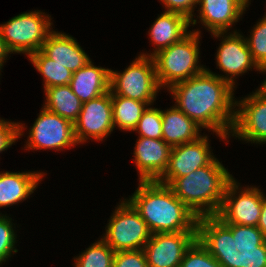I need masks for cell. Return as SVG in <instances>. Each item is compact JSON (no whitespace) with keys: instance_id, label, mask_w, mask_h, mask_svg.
<instances>
[{"instance_id":"obj_1","label":"cell","mask_w":266,"mask_h":267,"mask_svg":"<svg viewBox=\"0 0 266 267\" xmlns=\"http://www.w3.org/2000/svg\"><path fill=\"white\" fill-rule=\"evenodd\" d=\"M175 106L223 141L229 139L235 119L234 88L205 69L167 89Z\"/></svg>"},{"instance_id":"obj_2","label":"cell","mask_w":266,"mask_h":267,"mask_svg":"<svg viewBox=\"0 0 266 267\" xmlns=\"http://www.w3.org/2000/svg\"><path fill=\"white\" fill-rule=\"evenodd\" d=\"M197 239L223 267H266V237L257 226L198 217Z\"/></svg>"},{"instance_id":"obj_3","label":"cell","mask_w":266,"mask_h":267,"mask_svg":"<svg viewBox=\"0 0 266 267\" xmlns=\"http://www.w3.org/2000/svg\"><path fill=\"white\" fill-rule=\"evenodd\" d=\"M127 200L152 234L197 232V215L166 184L157 180L139 181L138 188Z\"/></svg>"},{"instance_id":"obj_4","label":"cell","mask_w":266,"mask_h":267,"mask_svg":"<svg viewBox=\"0 0 266 267\" xmlns=\"http://www.w3.org/2000/svg\"><path fill=\"white\" fill-rule=\"evenodd\" d=\"M234 177L216 157L206 166L177 179H158L197 217L217 215L228 183Z\"/></svg>"},{"instance_id":"obj_5","label":"cell","mask_w":266,"mask_h":267,"mask_svg":"<svg viewBox=\"0 0 266 267\" xmlns=\"http://www.w3.org/2000/svg\"><path fill=\"white\" fill-rule=\"evenodd\" d=\"M201 31L190 30L180 41L158 51L152 56L157 80L161 88L188 80L206 69L199 63Z\"/></svg>"},{"instance_id":"obj_6","label":"cell","mask_w":266,"mask_h":267,"mask_svg":"<svg viewBox=\"0 0 266 267\" xmlns=\"http://www.w3.org/2000/svg\"><path fill=\"white\" fill-rule=\"evenodd\" d=\"M51 15L34 10L23 12L0 24L2 40L10 54L29 55L41 50L48 35L53 31Z\"/></svg>"},{"instance_id":"obj_7","label":"cell","mask_w":266,"mask_h":267,"mask_svg":"<svg viewBox=\"0 0 266 267\" xmlns=\"http://www.w3.org/2000/svg\"><path fill=\"white\" fill-rule=\"evenodd\" d=\"M115 207L101 238L115 251L144 249L152 233L127 199Z\"/></svg>"},{"instance_id":"obj_8","label":"cell","mask_w":266,"mask_h":267,"mask_svg":"<svg viewBox=\"0 0 266 267\" xmlns=\"http://www.w3.org/2000/svg\"><path fill=\"white\" fill-rule=\"evenodd\" d=\"M160 90L151 56L138 55L123 72L110 70V91L115 95L154 103Z\"/></svg>"},{"instance_id":"obj_9","label":"cell","mask_w":266,"mask_h":267,"mask_svg":"<svg viewBox=\"0 0 266 267\" xmlns=\"http://www.w3.org/2000/svg\"><path fill=\"white\" fill-rule=\"evenodd\" d=\"M212 36L221 39V43L215 53L216 68L224 72L226 76L216 74L209 68H206L209 72L227 81L235 90L237 85L235 82L236 77L238 78V76H242L251 69H255L259 73H264L254 61L246 38L240 31L238 32V30L236 31L234 29L232 32L212 33L211 37Z\"/></svg>"},{"instance_id":"obj_10","label":"cell","mask_w":266,"mask_h":267,"mask_svg":"<svg viewBox=\"0 0 266 267\" xmlns=\"http://www.w3.org/2000/svg\"><path fill=\"white\" fill-rule=\"evenodd\" d=\"M30 127L24 150L62 151L79 145L74 134V124L43 106Z\"/></svg>"},{"instance_id":"obj_11","label":"cell","mask_w":266,"mask_h":267,"mask_svg":"<svg viewBox=\"0 0 266 267\" xmlns=\"http://www.w3.org/2000/svg\"><path fill=\"white\" fill-rule=\"evenodd\" d=\"M264 195L259 187H242L240 182L233 178L226 187L221 208L216 216L226 224L257 226Z\"/></svg>"},{"instance_id":"obj_12","label":"cell","mask_w":266,"mask_h":267,"mask_svg":"<svg viewBox=\"0 0 266 267\" xmlns=\"http://www.w3.org/2000/svg\"><path fill=\"white\" fill-rule=\"evenodd\" d=\"M231 136L246 143L266 144V90L262 86L243 99H235Z\"/></svg>"},{"instance_id":"obj_13","label":"cell","mask_w":266,"mask_h":267,"mask_svg":"<svg viewBox=\"0 0 266 267\" xmlns=\"http://www.w3.org/2000/svg\"><path fill=\"white\" fill-rule=\"evenodd\" d=\"M111 91L82 103L74 134L78 144L87 140L103 141L114 130Z\"/></svg>"},{"instance_id":"obj_14","label":"cell","mask_w":266,"mask_h":267,"mask_svg":"<svg viewBox=\"0 0 266 267\" xmlns=\"http://www.w3.org/2000/svg\"><path fill=\"white\" fill-rule=\"evenodd\" d=\"M197 232L153 233L144 246L148 267H180Z\"/></svg>"},{"instance_id":"obj_15","label":"cell","mask_w":266,"mask_h":267,"mask_svg":"<svg viewBox=\"0 0 266 267\" xmlns=\"http://www.w3.org/2000/svg\"><path fill=\"white\" fill-rule=\"evenodd\" d=\"M208 137L203 134L193 142L172 147L167 168L159 179H177L208 165L215 158Z\"/></svg>"},{"instance_id":"obj_16","label":"cell","mask_w":266,"mask_h":267,"mask_svg":"<svg viewBox=\"0 0 266 267\" xmlns=\"http://www.w3.org/2000/svg\"><path fill=\"white\" fill-rule=\"evenodd\" d=\"M198 4L199 21L192 18L190 26L201 23L211 34L230 32L249 7L245 0H198Z\"/></svg>"},{"instance_id":"obj_17","label":"cell","mask_w":266,"mask_h":267,"mask_svg":"<svg viewBox=\"0 0 266 267\" xmlns=\"http://www.w3.org/2000/svg\"><path fill=\"white\" fill-rule=\"evenodd\" d=\"M171 148L162 139L138 137L133 162L139 173V181H154L162 176L169 162Z\"/></svg>"},{"instance_id":"obj_18","label":"cell","mask_w":266,"mask_h":267,"mask_svg":"<svg viewBox=\"0 0 266 267\" xmlns=\"http://www.w3.org/2000/svg\"><path fill=\"white\" fill-rule=\"evenodd\" d=\"M41 51L72 73L77 72L91 61L89 55L74 37L54 29L43 43Z\"/></svg>"},{"instance_id":"obj_19","label":"cell","mask_w":266,"mask_h":267,"mask_svg":"<svg viewBox=\"0 0 266 267\" xmlns=\"http://www.w3.org/2000/svg\"><path fill=\"white\" fill-rule=\"evenodd\" d=\"M47 173L38 171L0 172V208L25 201Z\"/></svg>"},{"instance_id":"obj_20","label":"cell","mask_w":266,"mask_h":267,"mask_svg":"<svg viewBox=\"0 0 266 267\" xmlns=\"http://www.w3.org/2000/svg\"><path fill=\"white\" fill-rule=\"evenodd\" d=\"M189 27L190 20L185 16L164 10L163 13L158 15L148 31L150 42L154 45L152 53L141 52L139 55L152 57L158 51L185 37L190 32Z\"/></svg>"},{"instance_id":"obj_21","label":"cell","mask_w":266,"mask_h":267,"mask_svg":"<svg viewBox=\"0 0 266 267\" xmlns=\"http://www.w3.org/2000/svg\"><path fill=\"white\" fill-rule=\"evenodd\" d=\"M110 70L95 66L91 60L73 73L69 85L80 101L85 103L110 91Z\"/></svg>"},{"instance_id":"obj_22","label":"cell","mask_w":266,"mask_h":267,"mask_svg":"<svg viewBox=\"0 0 266 267\" xmlns=\"http://www.w3.org/2000/svg\"><path fill=\"white\" fill-rule=\"evenodd\" d=\"M162 140L171 147L190 143L201 136V127L175 105L162 110Z\"/></svg>"},{"instance_id":"obj_23","label":"cell","mask_w":266,"mask_h":267,"mask_svg":"<svg viewBox=\"0 0 266 267\" xmlns=\"http://www.w3.org/2000/svg\"><path fill=\"white\" fill-rule=\"evenodd\" d=\"M45 103L43 107L69 120L73 124L77 121L82 109V102L73 93L70 85L53 86L44 89Z\"/></svg>"},{"instance_id":"obj_24","label":"cell","mask_w":266,"mask_h":267,"mask_svg":"<svg viewBox=\"0 0 266 267\" xmlns=\"http://www.w3.org/2000/svg\"><path fill=\"white\" fill-rule=\"evenodd\" d=\"M111 101L114 128L117 126L121 131L130 132L134 130L147 107L154 104L121 97L112 92Z\"/></svg>"},{"instance_id":"obj_25","label":"cell","mask_w":266,"mask_h":267,"mask_svg":"<svg viewBox=\"0 0 266 267\" xmlns=\"http://www.w3.org/2000/svg\"><path fill=\"white\" fill-rule=\"evenodd\" d=\"M35 69L43 76V88L69 85L73 73L47 57L41 50L27 57Z\"/></svg>"},{"instance_id":"obj_26","label":"cell","mask_w":266,"mask_h":267,"mask_svg":"<svg viewBox=\"0 0 266 267\" xmlns=\"http://www.w3.org/2000/svg\"><path fill=\"white\" fill-rule=\"evenodd\" d=\"M115 251L102 239L74 257L75 267H112Z\"/></svg>"},{"instance_id":"obj_27","label":"cell","mask_w":266,"mask_h":267,"mask_svg":"<svg viewBox=\"0 0 266 267\" xmlns=\"http://www.w3.org/2000/svg\"><path fill=\"white\" fill-rule=\"evenodd\" d=\"M250 32L249 37H245L251 55L258 66L266 71V13L259 19Z\"/></svg>"},{"instance_id":"obj_28","label":"cell","mask_w":266,"mask_h":267,"mask_svg":"<svg viewBox=\"0 0 266 267\" xmlns=\"http://www.w3.org/2000/svg\"><path fill=\"white\" fill-rule=\"evenodd\" d=\"M162 110L147 107L133 132L138 133V137H147L152 139H162Z\"/></svg>"},{"instance_id":"obj_29","label":"cell","mask_w":266,"mask_h":267,"mask_svg":"<svg viewBox=\"0 0 266 267\" xmlns=\"http://www.w3.org/2000/svg\"><path fill=\"white\" fill-rule=\"evenodd\" d=\"M14 225L11 217L0 213V266L18 252L15 246L18 241Z\"/></svg>"},{"instance_id":"obj_30","label":"cell","mask_w":266,"mask_h":267,"mask_svg":"<svg viewBox=\"0 0 266 267\" xmlns=\"http://www.w3.org/2000/svg\"><path fill=\"white\" fill-rule=\"evenodd\" d=\"M180 267H223L197 239L186 251Z\"/></svg>"},{"instance_id":"obj_31","label":"cell","mask_w":266,"mask_h":267,"mask_svg":"<svg viewBox=\"0 0 266 267\" xmlns=\"http://www.w3.org/2000/svg\"><path fill=\"white\" fill-rule=\"evenodd\" d=\"M24 129L26 127L22 122H12L0 117V153L7 151L12 144H15L25 134Z\"/></svg>"},{"instance_id":"obj_32","label":"cell","mask_w":266,"mask_h":267,"mask_svg":"<svg viewBox=\"0 0 266 267\" xmlns=\"http://www.w3.org/2000/svg\"><path fill=\"white\" fill-rule=\"evenodd\" d=\"M112 267H148L143 249L117 251L113 257Z\"/></svg>"},{"instance_id":"obj_33","label":"cell","mask_w":266,"mask_h":267,"mask_svg":"<svg viewBox=\"0 0 266 267\" xmlns=\"http://www.w3.org/2000/svg\"><path fill=\"white\" fill-rule=\"evenodd\" d=\"M163 3L165 11L177 13L185 16L191 21L195 17V9L198 6V0H160Z\"/></svg>"},{"instance_id":"obj_34","label":"cell","mask_w":266,"mask_h":267,"mask_svg":"<svg viewBox=\"0 0 266 267\" xmlns=\"http://www.w3.org/2000/svg\"><path fill=\"white\" fill-rule=\"evenodd\" d=\"M257 227L266 237V195L263 196L262 209Z\"/></svg>"},{"instance_id":"obj_35","label":"cell","mask_w":266,"mask_h":267,"mask_svg":"<svg viewBox=\"0 0 266 267\" xmlns=\"http://www.w3.org/2000/svg\"><path fill=\"white\" fill-rule=\"evenodd\" d=\"M264 74H266V71H265V73ZM261 85H266V78H265V80L262 82V84Z\"/></svg>"},{"instance_id":"obj_36","label":"cell","mask_w":266,"mask_h":267,"mask_svg":"<svg viewBox=\"0 0 266 267\" xmlns=\"http://www.w3.org/2000/svg\"><path fill=\"white\" fill-rule=\"evenodd\" d=\"M247 2L248 5L251 4V0H245Z\"/></svg>"}]
</instances>
